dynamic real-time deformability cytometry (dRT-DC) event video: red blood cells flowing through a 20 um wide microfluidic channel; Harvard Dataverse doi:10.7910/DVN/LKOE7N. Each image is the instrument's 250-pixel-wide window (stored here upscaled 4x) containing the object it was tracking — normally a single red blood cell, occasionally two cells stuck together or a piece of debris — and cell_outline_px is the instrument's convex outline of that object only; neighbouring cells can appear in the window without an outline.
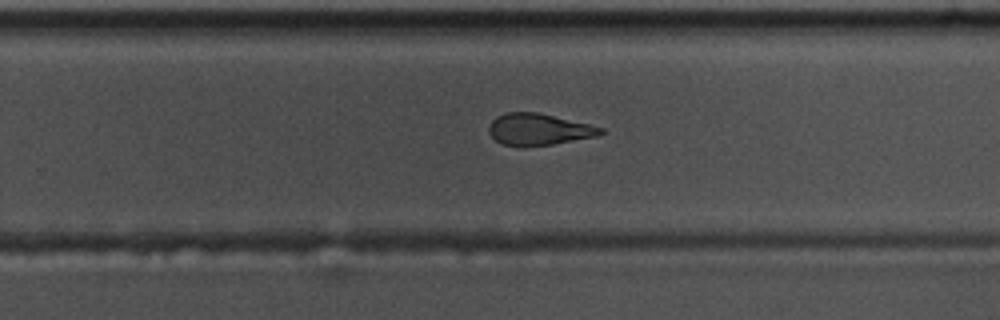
{"species": "common noctule bat (a hibernating species)", "species_latin": "Nyctalus noctula", "temperature_condition": "warm", "stored_images_in_passage": 48, "camera_frame_rate_fps": 3000, "um_per_image_px": 0.085, "animal": {"sex": "male", "body_mass_g": 17.5, "forearm_length_mm": 52.3}, "frame": {"image": 1, "passage_image": 35, "time_ms": 11.333, "image_size_px": [1000, 320], "cell_outline_px": [[604, 132], [596, 136], [552, 144], [500, 144], [488, 132], [488, 124], [496, 116], [504, 112], [536, 112], [588, 124], [604, 128]], "centroid_in_image_um": [45.75, 10.96], "position_along_channel_um": 284.0, "area_um2": 20.0}}